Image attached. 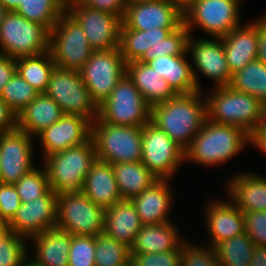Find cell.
I'll list each match as a JSON object with an SVG mask.
<instances>
[{
	"mask_svg": "<svg viewBox=\"0 0 266 266\" xmlns=\"http://www.w3.org/2000/svg\"><path fill=\"white\" fill-rule=\"evenodd\" d=\"M200 92L176 94L151 107L150 121L184 151L207 119L206 100H200Z\"/></svg>",
	"mask_w": 266,
	"mask_h": 266,
	"instance_id": "cell-1",
	"label": "cell"
},
{
	"mask_svg": "<svg viewBox=\"0 0 266 266\" xmlns=\"http://www.w3.org/2000/svg\"><path fill=\"white\" fill-rule=\"evenodd\" d=\"M250 143V135L240 127L206 119L185 150V159L203 165L224 163Z\"/></svg>",
	"mask_w": 266,
	"mask_h": 266,
	"instance_id": "cell-2",
	"label": "cell"
},
{
	"mask_svg": "<svg viewBox=\"0 0 266 266\" xmlns=\"http://www.w3.org/2000/svg\"><path fill=\"white\" fill-rule=\"evenodd\" d=\"M97 155L90 138L86 143L46 156L45 169L50 189L57 195L81 191L85 176Z\"/></svg>",
	"mask_w": 266,
	"mask_h": 266,
	"instance_id": "cell-3",
	"label": "cell"
},
{
	"mask_svg": "<svg viewBox=\"0 0 266 266\" xmlns=\"http://www.w3.org/2000/svg\"><path fill=\"white\" fill-rule=\"evenodd\" d=\"M207 119L242 128L251 135L259 126L263 103L255 96L233 90L230 86L215 87L206 100Z\"/></svg>",
	"mask_w": 266,
	"mask_h": 266,
	"instance_id": "cell-4",
	"label": "cell"
},
{
	"mask_svg": "<svg viewBox=\"0 0 266 266\" xmlns=\"http://www.w3.org/2000/svg\"><path fill=\"white\" fill-rule=\"evenodd\" d=\"M143 126L113 125L99 117L91 123L97 158L110 164L140 162Z\"/></svg>",
	"mask_w": 266,
	"mask_h": 266,
	"instance_id": "cell-5",
	"label": "cell"
},
{
	"mask_svg": "<svg viewBox=\"0 0 266 266\" xmlns=\"http://www.w3.org/2000/svg\"><path fill=\"white\" fill-rule=\"evenodd\" d=\"M49 51L56 67L78 72L94 52L82 27L67 11L49 32Z\"/></svg>",
	"mask_w": 266,
	"mask_h": 266,
	"instance_id": "cell-6",
	"label": "cell"
},
{
	"mask_svg": "<svg viewBox=\"0 0 266 266\" xmlns=\"http://www.w3.org/2000/svg\"><path fill=\"white\" fill-rule=\"evenodd\" d=\"M56 227L77 236L104 233L105 209L82 191L57 195Z\"/></svg>",
	"mask_w": 266,
	"mask_h": 266,
	"instance_id": "cell-7",
	"label": "cell"
},
{
	"mask_svg": "<svg viewBox=\"0 0 266 266\" xmlns=\"http://www.w3.org/2000/svg\"><path fill=\"white\" fill-rule=\"evenodd\" d=\"M0 53L11 58L40 55L49 50V31L15 11H8L0 24Z\"/></svg>",
	"mask_w": 266,
	"mask_h": 266,
	"instance_id": "cell-8",
	"label": "cell"
},
{
	"mask_svg": "<svg viewBox=\"0 0 266 266\" xmlns=\"http://www.w3.org/2000/svg\"><path fill=\"white\" fill-rule=\"evenodd\" d=\"M151 106L133 81L125 74L110 96L99 105V118L106 123L123 126H144L150 121Z\"/></svg>",
	"mask_w": 266,
	"mask_h": 266,
	"instance_id": "cell-9",
	"label": "cell"
},
{
	"mask_svg": "<svg viewBox=\"0 0 266 266\" xmlns=\"http://www.w3.org/2000/svg\"><path fill=\"white\" fill-rule=\"evenodd\" d=\"M45 93L59 105L64 115L83 116L91 122L99 116V106L78 71L55 67Z\"/></svg>",
	"mask_w": 266,
	"mask_h": 266,
	"instance_id": "cell-10",
	"label": "cell"
},
{
	"mask_svg": "<svg viewBox=\"0 0 266 266\" xmlns=\"http://www.w3.org/2000/svg\"><path fill=\"white\" fill-rule=\"evenodd\" d=\"M240 0H194L184 11V25L191 34L193 26L214 38H221L240 26ZM192 29V30H191Z\"/></svg>",
	"mask_w": 266,
	"mask_h": 266,
	"instance_id": "cell-11",
	"label": "cell"
},
{
	"mask_svg": "<svg viewBox=\"0 0 266 266\" xmlns=\"http://www.w3.org/2000/svg\"><path fill=\"white\" fill-rule=\"evenodd\" d=\"M79 72L92 99L99 106L126 74V62L119 48L94 51Z\"/></svg>",
	"mask_w": 266,
	"mask_h": 266,
	"instance_id": "cell-12",
	"label": "cell"
},
{
	"mask_svg": "<svg viewBox=\"0 0 266 266\" xmlns=\"http://www.w3.org/2000/svg\"><path fill=\"white\" fill-rule=\"evenodd\" d=\"M185 160V151L151 121L143 126L141 162L158 180L171 179Z\"/></svg>",
	"mask_w": 266,
	"mask_h": 266,
	"instance_id": "cell-13",
	"label": "cell"
},
{
	"mask_svg": "<svg viewBox=\"0 0 266 266\" xmlns=\"http://www.w3.org/2000/svg\"><path fill=\"white\" fill-rule=\"evenodd\" d=\"M66 11L82 27L94 51L119 48L122 25L119 16L83 6L78 0H67Z\"/></svg>",
	"mask_w": 266,
	"mask_h": 266,
	"instance_id": "cell-14",
	"label": "cell"
},
{
	"mask_svg": "<svg viewBox=\"0 0 266 266\" xmlns=\"http://www.w3.org/2000/svg\"><path fill=\"white\" fill-rule=\"evenodd\" d=\"M122 23L133 30L179 28L184 23L183 11L167 0L129 2Z\"/></svg>",
	"mask_w": 266,
	"mask_h": 266,
	"instance_id": "cell-15",
	"label": "cell"
},
{
	"mask_svg": "<svg viewBox=\"0 0 266 266\" xmlns=\"http://www.w3.org/2000/svg\"><path fill=\"white\" fill-rule=\"evenodd\" d=\"M32 138L18 128L0 135V183L15 184L35 167Z\"/></svg>",
	"mask_w": 266,
	"mask_h": 266,
	"instance_id": "cell-16",
	"label": "cell"
},
{
	"mask_svg": "<svg viewBox=\"0 0 266 266\" xmlns=\"http://www.w3.org/2000/svg\"><path fill=\"white\" fill-rule=\"evenodd\" d=\"M57 194L49 189L43 196L21 203L16 214L7 223L10 233L25 238L56 228Z\"/></svg>",
	"mask_w": 266,
	"mask_h": 266,
	"instance_id": "cell-17",
	"label": "cell"
},
{
	"mask_svg": "<svg viewBox=\"0 0 266 266\" xmlns=\"http://www.w3.org/2000/svg\"><path fill=\"white\" fill-rule=\"evenodd\" d=\"M91 121L83 116L63 115L37 136L41 140L44 157L86 143L91 138Z\"/></svg>",
	"mask_w": 266,
	"mask_h": 266,
	"instance_id": "cell-18",
	"label": "cell"
},
{
	"mask_svg": "<svg viewBox=\"0 0 266 266\" xmlns=\"http://www.w3.org/2000/svg\"><path fill=\"white\" fill-rule=\"evenodd\" d=\"M188 39V51L192 55L194 66L198 72L215 81L216 87L229 86L232 74L224 54L221 38ZM216 40V41H215Z\"/></svg>",
	"mask_w": 266,
	"mask_h": 266,
	"instance_id": "cell-19",
	"label": "cell"
},
{
	"mask_svg": "<svg viewBox=\"0 0 266 266\" xmlns=\"http://www.w3.org/2000/svg\"><path fill=\"white\" fill-rule=\"evenodd\" d=\"M224 54L231 74L257 60L259 37L258 20L252 24L238 26L221 37Z\"/></svg>",
	"mask_w": 266,
	"mask_h": 266,
	"instance_id": "cell-20",
	"label": "cell"
},
{
	"mask_svg": "<svg viewBox=\"0 0 266 266\" xmlns=\"http://www.w3.org/2000/svg\"><path fill=\"white\" fill-rule=\"evenodd\" d=\"M206 214V227L212 247L245 232L244 214L232 201L212 202L207 206Z\"/></svg>",
	"mask_w": 266,
	"mask_h": 266,
	"instance_id": "cell-21",
	"label": "cell"
},
{
	"mask_svg": "<svg viewBox=\"0 0 266 266\" xmlns=\"http://www.w3.org/2000/svg\"><path fill=\"white\" fill-rule=\"evenodd\" d=\"M94 204L107 209L123 200L118 190L112 165L96 158L85 176L81 190Z\"/></svg>",
	"mask_w": 266,
	"mask_h": 266,
	"instance_id": "cell-22",
	"label": "cell"
},
{
	"mask_svg": "<svg viewBox=\"0 0 266 266\" xmlns=\"http://www.w3.org/2000/svg\"><path fill=\"white\" fill-rule=\"evenodd\" d=\"M168 181L157 180L141 194L130 199L143 225L171 222L168 213L173 193L169 188Z\"/></svg>",
	"mask_w": 266,
	"mask_h": 266,
	"instance_id": "cell-23",
	"label": "cell"
},
{
	"mask_svg": "<svg viewBox=\"0 0 266 266\" xmlns=\"http://www.w3.org/2000/svg\"><path fill=\"white\" fill-rule=\"evenodd\" d=\"M185 57L164 55L147 64L168 82L176 94L201 91L196 71Z\"/></svg>",
	"mask_w": 266,
	"mask_h": 266,
	"instance_id": "cell-24",
	"label": "cell"
},
{
	"mask_svg": "<svg viewBox=\"0 0 266 266\" xmlns=\"http://www.w3.org/2000/svg\"><path fill=\"white\" fill-rule=\"evenodd\" d=\"M172 223L142 225L130 246V255L177 250L184 241L180 240L178 229Z\"/></svg>",
	"mask_w": 266,
	"mask_h": 266,
	"instance_id": "cell-25",
	"label": "cell"
},
{
	"mask_svg": "<svg viewBox=\"0 0 266 266\" xmlns=\"http://www.w3.org/2000/svg\"><path fill=\"white\" fill-rule=\"evenodd\" d=\"M228 192L243 213L266 211V178L257 173H241L229 180Z\"/></svg>",
	"mask_w": 266,
	"mask_h": 266,
	"instance_id": "cell-26",
	"label": "cell"
},
{
	"mask_svg": "<svg viewBox=\"0 0 266 266\" xmlns=\"http://www.w3.org/2000/svg\"><path fill=\"white\" fill-rule=\"evenodd\" d=\"M135 206L123 199L105 209L104 233L118 242L130 247L142 227Z\"/></svg>",
	"mask_w": 266,
	"mask_h": 266,
	"instance_id": "cell-27",
	"label": "cell"
},
{
	"mask_svg": "<svg viewBox=\"0 0 266 266\" xmlns=\"http://www.w3.org/2000/svg\"><path fill=\"white\" fill-rule=\"evenodd\" d=\"M34 242L36 251L30 259L37 266H68V256L71 246V234L52 228L41 234L30 237Z\"/></svg>",
	"mask_w": 266,
	"mask_h": 266,
	"instance_id": "cell-28",
	"label": "cell"
},
{
	"mask_svg": "<svg viewBox=\"0 0 266 266\" xmlns=\"http://www.w3.org/2000/svg\"><path fill=\"white\" fill-rule=\"evenodd\" d=\"M126 74L151 107L176 95L168 82L148 64L138 61L126 63Z\"/></svg>",
	"mask_w": 266,
	"mask_h": 266,
	"instance_id": "cell-29",
	"label": "cell"
},
{
	"mask_svg": "<svg viewBox=\"0 0 266 266\" xmlns=\"http://www.w3.org/2000/svg\"><path fill=\"white\" fill-rule=\"evenodd\" d=\"M64 115L59 105L46 93L35 99L18 114V129L28 135H38Z\"/></svg>",
	"mask_w": 266,
	"mask_h": 266,
	"instance_id": "cell-30",
	"label": "cell"
},
{
	"mask_svg": "<svg viewBox=\"0 0 266 266\" xmlns=\"http://www.w3.org/2000/svg\"><path fill=\"white\" fill-rule=\"evenodd\" d=\"M111 165L122 199L130 200L158 180L141 161L113 163Z\"/></svg>",
	"mask_w": 266,
	"mask_h": 266,
	"instance_id": "cell-31",
	"label": "cell"
},
{
	"mask_svg": "<svg viewBox=\"0 0 266 266\" xmlns=\"http://www.w3.org/2000/svg\"><path fill=\"white\" fill-rule=\"evenodd\" d=\"M177 28H156L148 31L128 29L123 23L120 29L119 49L126 63L138 61L143 53L156 46Z\"/></svg>",
	"mask_w": 266,
	"mask_h": 266,
	"instance_id": "cell-32",
	"label": "cell"
},
{
	"mask_svg": "<svg viewBox=\"0 0 266 266\" xmlns=\"http://www.w3.org/2000/svg\"><path fill=\"white\" fill-rule=\"evenodd\" d=\"M56 67L51 52L16 59V72L38 93H45L51 73Z\"/></svg>",
	"mask_w": 266,
	"mask_h": 266,
	"instance_id": "cell-33",
	"label": "cell"
},
{
	"mask_svg": "<svg viewBox=\"0 0 266 266\" xmlns=\"http://www.w3.org/2000/svg\"><path fill=\"white\" fill-rule=\"evenodd\" d=\"M229 86L238 92L255 96L266 103V64L260 60L250 62L232 74Z\"/></svg>",
	"mask_w": 266,
	"mask_h": 266,
	"instance_id": "cell-34",
	"label": "cell"
},
{
	"mask_svg": "<svg viewBox=\"0 0 266 266\" xmlns=\"http://www.w3.org/2000/svg\"><path fill=\"white\" fill-rule=\"evenodd\" d=\"M254 242L247 233L216 244L214 252L219 266H250Z\"/></svg>",
	"mask_w": 266,
	"mask_h": 266,
	"instance_id": "cell-35",
	"label": "cell"
},
{
	"mask_svg": "<svg viewBox=\"0 0 266 266\" xmlns=\"http://www.w3.org/2000/svg\"><path fill=\"white\" fill-rule=\"evenodd\" d=\"M67 0H23L16 13L43 25L49 32L66 11Z\"/></svg>",
	"mask_w": 266,
	"mask_h": 266,
	"instance_id": "cell-36",
	"label": "cell"
},
{
	"mask_svg": "<svg viewBox=\"0 0 266 266\" xmlns=\"http://www.w3.org/2000/svg\"><path fill=\"white\" fill-rule=\"evenodd\" d=\"M130 247L108 237L95 236V266H122L131 260Z\"/></svg>",
	"mask_w": 266,
	"mask_h": 266,
	"instance_id": "cell-37",
	"label": "cell"
},
{
	"mask_svg": "<svg viewBox=\"0 0 266 266\" xmlns=\"http://www.w3.org/2000/svg\"><path fill=\"white\" fill-rule=\"evenodd\" d=\"M190 32L184 23L172 31L168 36H166L161 42L156 46L154 45L150 49H147L138 62L147 64L154 58L160 56H180L186 55L188 53V39Z\"/></svg>",
	"mask_w": 266,
	"mask_h": 266,
	"instance_id": "cell-38",
	"label": "cell"
},
{
	"mask_svg": "<svg viewBox=\"0 0 266 266\" xmlns=\"http://www.w3.org/2000/svg\"><path fill=\"white\" fill-rule=\"evenodd\" d=\"M38 94L37 90L16 72L1 91L0 97L18 115Z\"/></svg>",
	"mask_w": 266,
	"mask_h": 266,
	"instance_id": "cell-39",
	"label": "cell"
},
{
	"mask_svg": "<svg viewBox=\"0 0 266 266\" xmlns=\"http://www.w3.org/2000/svg\"><path fill=\"white\" fill-rule=\"evenodd\" d=\"M14 185L22 203L38 199L50 189L45 167L43 170L32 168Z\"/></svg>",
	"mask_w": 266,
	"mask_h": 266,
	"instance_id": "cell-40",
	"label": "cell"
},
{
	"mask_svg": "<svg viewBox=\"0 0 266 266\" xmlns=\"http://www.w3.org/2000/svg\"><path fill=\"white\" fill-rule=\"evenodd\" d=\"M26 239L21 235L9 233L1 240L0 266H24L29 259L24 242Z\"/></svg>",
	"mask_w": 266,
	"mask_h": 266,
	"instance_id": "cell-41",
	"label": "cell"
},
{
	"mask_svg": "<svg viewBox=\"0 0 266 266\" xmlns=\"http://www.w3.org/2000/svg\"><path fill=\"white\" fill-rule=\"evenodd\" d=\"M95 236L71 235L68 266H95Z\"/></svg>",
	"mask_w": 266,
	"mask_h": 266,
	"instance_id": "cell-42",
	"label": "cell"
},
{
	"mask_svg": "<svg viewBox=\"0 0 266 266\" xmlns=\"http://www.w3.org/2000/svg\"><path fill=\"white\" fill-rule=\"evenodd\" d=\"M181 251V266H219L211 245L205 248L192 245L190 242H183Z\"/></svg>",
	"mask_w": 266,
	"mask_h": 266,
	"instance_id": "cell-43",
	"label": "cell"
},
{
	"mask_svg": "<svg viewBox=\"0 0 266 266\" xmlns=\"http://www.w3.org/2000/svg\"><path fill=\"white\" fill-rule=\"evenodd\" d=\"M134 266H181V246L168 252L131 255Z\"/></svg>",
	"mask_w": 266,
	"mask_h": 266,
	"instance_id": "cell-44",
	"label": "cell"
},
{
	"mask_svg": "<svg viewBox=\"0 0 266 266\" xmlns=\"http://www.w3.org/2000/svg\"><path fill=\"white\" fill-rule=\"evenodd\" d=\"M245 233L255 245L266 246V211L245 212Z\"/></svg>",
	"mask_w": 266,
	"mask_h": 266,
	"instance_id": "cell-45",
	"label": "cell"
},
{
	"mask_svg": "<svg viewBox=\"0 0 266 266\" xmlns=\"http://www.w3.org/2000/svg\"><path fill=\"white\" fill-rule=\"evenodd\" d=\"M21 199L14 184L0 183V220L9 222L20 207Z\"/></svg>",
	"mask_w": 266,
	"mask_h": 266,
	"instance_id": "cell-46",
	"label": "cell"
},
{
	"mask_svg": "<svg viewBox=\"0 0 266 266\" xmlns=\"http://www.w3.org/2000/svg\"><path fill=\"white\" fill-rule=\"evenodd\" d=\"M83 6L106 11L119 16L122 20L128 5L127 0H78Z\"/></svg>",
	"mask_w": 266,
	"mask_h": 266,
	"instance_id": "cell-47",
	"label": "cell"
},
{
	"mask_svg": "<svg viewBox=\"0 0 266 266\" xmlns=\"http://www.w3.org/2000/svg\"><path fill=\"white\" fill-rule=\"evenodd\" d=\"M18 127L17 113L0 97V135Z\"/></svg>",
	"mask_w": 266,
	"mask_h": 266,
	"instance_id": "cell-48",
	"label": "cell"
},
{
	"mask_svg": "<svg viewBox=\"0 0 266 266\" xmlns=\"http://www.w3.org/2000/svg\"><path fill=\"white\" fill-rule=\"evenodd\" d=\"M16 73V59L0 53V93Z\"/></svg>",
	"mask_w": 266,
	"mask_h": 266,
	"instance_id": "cell-49",
	"label": "cell"
},
{
	"mask_svg": "<svg viewBox=\"0 0 266 266\" xmlns=\"http://www.w3.org/2000/svg\"><path fill=\"white\" fill-rule=\"evenodd\" d=\"M258 20L259 46L257 60L266 64V16Z\"/></svg>",
	"mask_w": 266,
	"mask_h": 266,
	"instance_id": "cell-50",
	"label": "cell"
},
{
	"mask_svg": "<svg viewBox=\"0 0 266 266\" xmlns=\"http://www.w3.org/2000/svg\"><path fill=\"white\" fill-rule=\"evenodd\" d=\"M250 266H266V246H254Z\"/></svg>",
	"mask_w": 266,
	"mask_h": 266,
	"instance_id": "cell-51",
	"label": "cell"
},
{
	"mask_svg": "<svg viewBox=\"0 0 266 266\" xmlns=\"http://www.w3.org/2000/svg\"><path fill=\"white\" fill-rule=\"evenodd\" d=\"M250 144L266 154V133L261 132L258 128L250 135Z\"/></svg>",
	"mask_w": 266,
	"mask_h": 266,
	"instance_id": "cell-52",
	"label": "cell"
},
{
	"mask_svg": "<svg viewBox=\"0 0 266 266\" xmlns=\"http://www.w3.org/2000/svg\"><path fill=\"white\" fill-rule=\"evenodd\" d=\"M8 11H15L23 0H0Z\"/></svg>",
	"mask_w": 266,
	"mask_h": 266,
	"instance_id": "cell-53",
	"label": "cell"
},
{
	"mask_svg": "<svg viewBox=\"0 0 266 266\" xmlns=\"http://www.w3.org/2000/svg\"><path fill=\"white\" fill-rule=\"evenodd\" d=\"M258 129L261 132L266 133V103L263 104V109H262V113H261V118H260V123H259Z\"/></svg>",
	"mask_w": 266,
	"mask_h": 266,
	"instance_id": "cell-54",
	"label": "cell"
},
{
	"mask_svg": "<svg viewBox=\"0 0 266 266\" xmlns=\"http://www.w3.org/2000/svg\"><path fill=\"white\" fill-rule=\"evenodd\" d=\"M170 3L178 6L182 11H184L194 0H167Z\"/></svg>",
	"mask_w": 266,
	"mask_h": 266,
	"instance_id": "cell-55",
	"label": "cell"
},
{
	"mask_svg": "<svg viewBox=\"0 0 266 266\" xmlns=\"http://www.w3.org/2000/svg\"><path fill=\"white\" fill-rule=\"evenodd\" d=\"M10 233L7 222L0 220V242Z\"/></svg>",
	"mask_w": 266,
	"mask_h": 266,
	"instance_id": "cell-56",
	"label": "cell"
},
{
	"mask_svg": "<svg viewBox=\"0 0 266 266\" xmlns=\"http://www.w3.org/2000/svg\"><path fill=\"white\" fill-rule=\"evenodd\" d=\"M7 12V8L0 2V24L2 23Z\"/></svg>",
	"mask_w": 266,
	"mask_h": 266,
	"instance_id": "cell-57",
	"label": "cell"
},
{
	"mask_svg": "<svg viewBox=\"0 0 266 266\" xmlns=\"http://www.w3.org/2000/svg\"><path fill=\"white\" fill-rule=\"evenodd\" d=\"M24 266H37V265H35V264H34L33 262H31L30 259H29V260H27V261L25 262Z\"/></svg>",
	"mask_w": 266,
	"mask_h": 266,
	"instance_id": "cell-58",
	"label": "cell"
},
{
	"mask_svg": "<svg viewBox=\"0 0 266 266\" xmlns=\"http://www.w3.org/2000/svg\"><path fill=\"white\" fill-rule=\"evenodd\" d=\"M122 266H134L133 259H131L128 263L122 265Z\"/></svg>",
	"mask_w": 266,
	"mask_h": 266,
	"instance_id": "cell-59",
	"label": "cell"
}]
</instances>
